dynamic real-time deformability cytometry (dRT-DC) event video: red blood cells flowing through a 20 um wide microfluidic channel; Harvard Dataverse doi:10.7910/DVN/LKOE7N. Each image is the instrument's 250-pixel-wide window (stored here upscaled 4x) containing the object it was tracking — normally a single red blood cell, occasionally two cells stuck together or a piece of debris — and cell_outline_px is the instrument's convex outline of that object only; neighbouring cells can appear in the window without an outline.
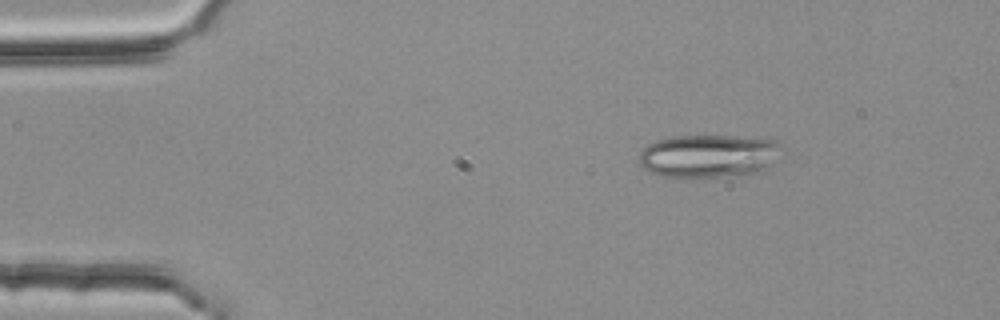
{"species": "common noctule bat (a hibernating species)", "species_latin": "Nyctalus noctula", "temperature_condition": "room temperature", "stored_images_in_passage": 4, "camera_frame_rate_fps": 3000, "um_per_image_px": 0.085, "animal": {"sex": "female", "body_mass_g": 25.1}, "frame": {"image": 1, "passage_image": 1, "time_ms": 0.0, "image_size_px": [1000, 320], "cell_outline_px": [[780, 144], [768, 164], [752, 172], [728, 176], [660, 176], [644, 168], [636, 160], [636, 156], [648, 144], [656, 140], [672, 136], [732, 136], [772, 140]], "centroid_in_image_um": [60.04, 13.23], "position_along_channel_um": 25.0, "area_um2": 34.56}}